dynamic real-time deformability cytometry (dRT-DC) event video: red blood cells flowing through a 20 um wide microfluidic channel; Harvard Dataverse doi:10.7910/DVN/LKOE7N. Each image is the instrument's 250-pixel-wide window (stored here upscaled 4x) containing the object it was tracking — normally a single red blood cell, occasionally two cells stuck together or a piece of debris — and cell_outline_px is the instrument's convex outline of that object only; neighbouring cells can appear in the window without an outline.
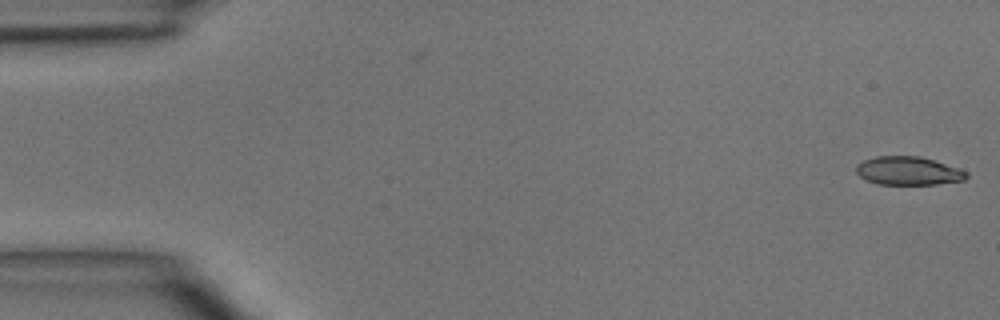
{"species": "common noctule bat (a hibernating species)", "species_latin": "Nyctalus noctula", "temperature_condition": "room temperature", "stored_images_in_passage": 7, "camera_frame_rate_fps": 3000, "um_per_image_px": 0.085, "animal": {"sex": "male", "body_mass_g": 15.6}, "frame": {"image": 1, "passage_image": 1, "time_ms": 0.0, "image_size_px": [1000, 320], "cell_outline_px": [[968, 176], [964, 180], [936, 184], [876, 184], [864, 180], [856, 172], [856, 168], [864, 160], [876, 156], [920, 156], [960, 168], [968, 172]], "centroid_in_image_um": [77.22, 14.52], "position_along_channel_um": 7.8, "area_um2": 18.26}}
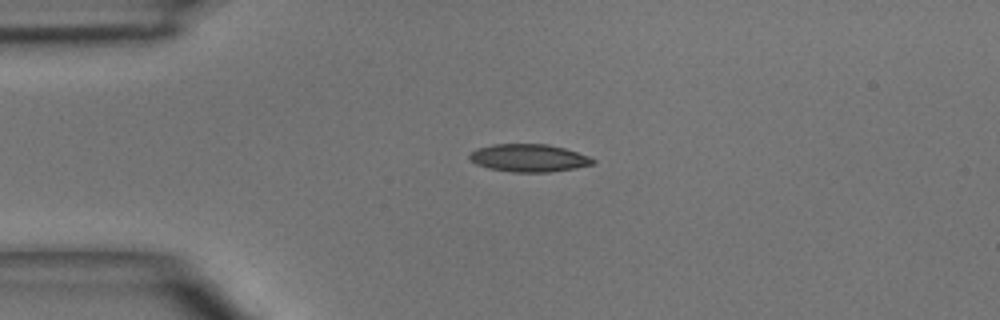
{"frame": {"image": 2, "passage_image": 4, "time_ms": 3.333, "image_size_px": [1000, 320], "cell_outline_px": [[596, 164], [576, 168], [548, 172], [512, 172], [488, 168], [476, 164], [468, 156], [476, 148], [496, 144], [548, 144], [564, 148], [588, 156], [596, 160]], "centroid_in_image_um": [44.97, 13.43], "position_along_channel_um": 40.0, "area_um2": 19.88}}